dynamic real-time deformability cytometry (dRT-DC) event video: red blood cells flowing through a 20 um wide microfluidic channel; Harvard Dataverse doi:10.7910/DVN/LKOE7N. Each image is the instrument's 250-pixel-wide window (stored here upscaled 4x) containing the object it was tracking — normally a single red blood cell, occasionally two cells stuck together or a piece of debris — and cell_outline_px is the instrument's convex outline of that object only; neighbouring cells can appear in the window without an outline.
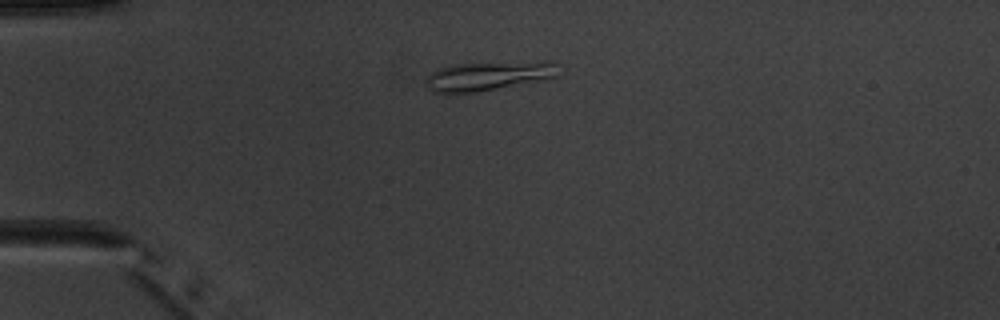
{"species": "common noctule bat (a hibernating species)", "species_latin": "Nyctalus noctula", "temperature_condition": "warm", "stored_images_in_passage": 4, "camera_frame_rate_fps": 3000, "um_per_image_px": 0.085, "animal": {"sex": "male", "body_mass_g": 20.1, "forearm_length_mm": 53.5}, "frame": {"image": 1, "passage_image": 4, "time_ms": 3.333, "image_size_px": [1000, 320], "cell_outline_px": [[560, 76], [548, 80], [476, 92], [432, 92], [424, 84], [424, 80], [432, 72], [440, 68], [452, 64], [552, 60], [556, 64]], "centroid_in_image_um": [41.61, 6.44], "position_along_channel_um": 43.4, "area_um2": 23.06}}